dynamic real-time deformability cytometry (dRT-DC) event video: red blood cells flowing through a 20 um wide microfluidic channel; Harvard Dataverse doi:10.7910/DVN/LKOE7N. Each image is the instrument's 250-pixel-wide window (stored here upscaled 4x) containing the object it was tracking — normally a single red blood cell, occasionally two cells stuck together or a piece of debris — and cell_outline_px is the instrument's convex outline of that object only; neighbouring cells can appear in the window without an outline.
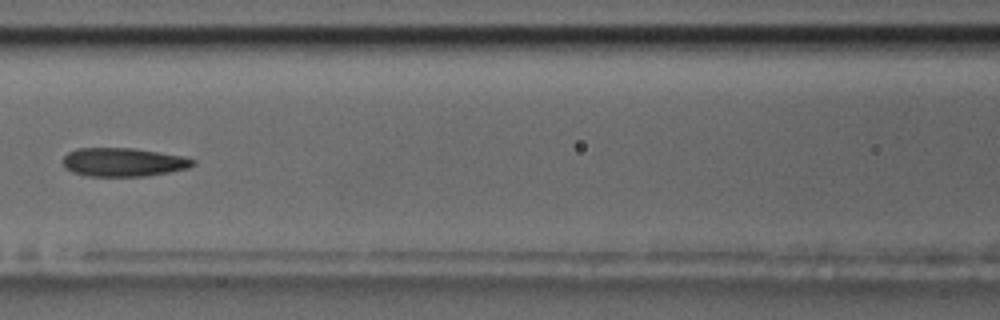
{"species": "common noctule bat (a hibernating species)", "species_latin": "Nyctalus noctula", "temperature_condition": "room temperature", "stored_images_in_passage": 6, "camera_frame_rate_fps": 3000, "um_per_image_px": 0.085, "animal": {"sex": "male", "body_mass_g": 17.5, "forearm_length_mm": 52.3}, "frame": {"image": 1, "passage_image": 5, "time_ms": 5.0, "image_size_px": [1000, 320], "cell_outline_px": [[196, 164], [188, 168], [168, 172], [144, 176], [88, 176], [72, 172], [64, 168], [64, 156], [68, 152], [76, 148], [132, 148], [184, 156], [196, 160]], "centroid_in_image_um": [10.48, 13.78], "position_along_channel_um": 156.1, "area_um2": 21.68}}
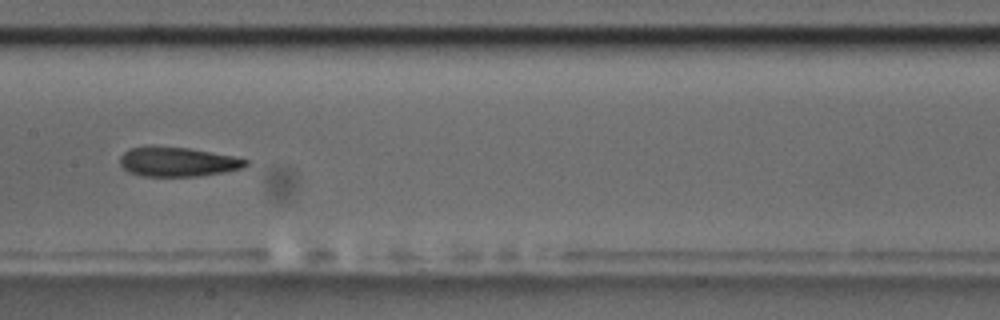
{"frame": {"image": 2, "passage_image": 6, "time_ms": 6.0, "image_size_px": [1000, 320], "cell_outline_px": [[248, 164], [244, 168], [224, 172], [200, 176], [144, 176], [128, 172], [120, 164], [120, 156], [128, 148], [148, 144], [152, 144], [192, 148], [232, 156], [248, 160]], "centroid_in_image_um": [15.06, 13.72], "position_along_channel_um": 192.3, "area_um2": 22.14}}